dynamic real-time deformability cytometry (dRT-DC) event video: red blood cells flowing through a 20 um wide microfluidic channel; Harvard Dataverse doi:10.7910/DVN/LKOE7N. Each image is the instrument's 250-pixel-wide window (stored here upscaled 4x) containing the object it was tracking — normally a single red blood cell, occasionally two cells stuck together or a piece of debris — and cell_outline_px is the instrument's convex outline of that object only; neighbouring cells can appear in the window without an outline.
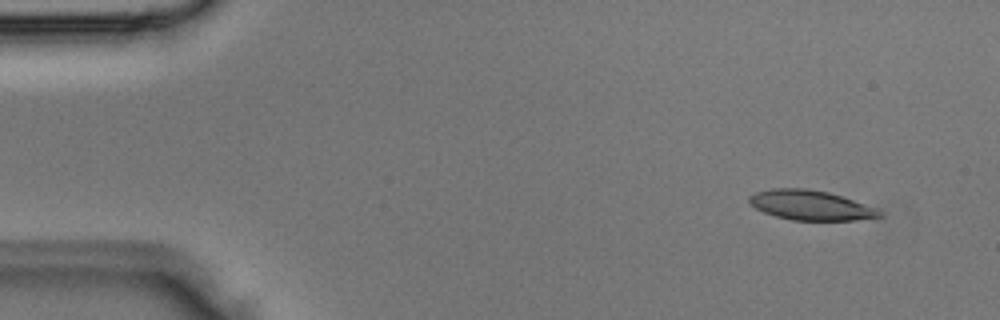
{"species": "Egyptian fruit bat (a non-hibernating species)", "species_latin": "Rousettus aegyptiacus", "temperature_condition": "room temperature", "stored_images_in_passage": 4, "camera_frame_rate_fps": 3000, "um_per_image_px": 0.085, "animal": {"sex": "male"}, "frame": {"image": 1, "passage_image": 1, "time_ms": 0.0, "image_size_px": [1000, 320], "cell_outline_px": [[884, 216], [856, 220], [792, 220], [776, 216], [764, 212], [756, 208], [748, 200], [748, 196], [756, 192], [772, 188], [808, 188], [828, 192], [876, 208]], "centroid_in_image_um": [68.88, 17.44], "position_along_channel_um": 16.1, "area_um2": 22.37}}